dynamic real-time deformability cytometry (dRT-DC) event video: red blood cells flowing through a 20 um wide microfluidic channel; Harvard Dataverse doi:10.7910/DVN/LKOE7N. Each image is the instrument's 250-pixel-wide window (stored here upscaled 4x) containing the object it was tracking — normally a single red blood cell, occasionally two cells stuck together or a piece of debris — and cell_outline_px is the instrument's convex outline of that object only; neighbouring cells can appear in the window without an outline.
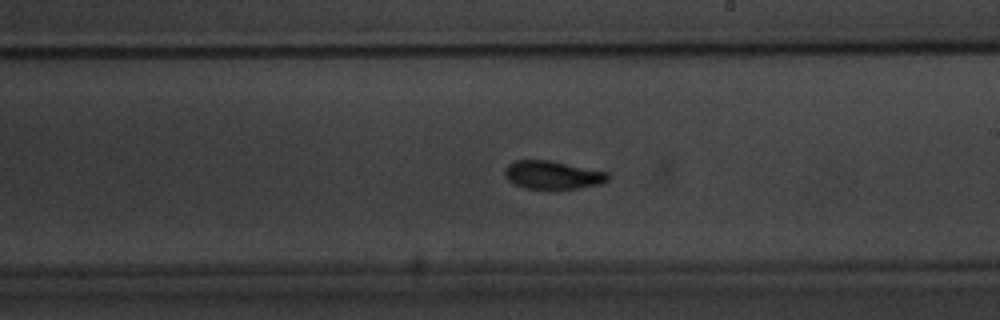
{"species": "common noctule bat (a hibernating species)", "species_latin": "Nyctalus noctula", "temperature_condition": "warm", "stored_images_in_passage": 57, "camera_frame_rate_fps": 3000, "um_per_image_px": 0.085, "animal": {"sex": "male", "body_mass_g": 20.1, "forearm_length_mm": 53.5}, "frame": {"image": 1, "passage_image": 32, "time_ms": 10.333, "image_size_px": [1000, 320], "cell_outline_px": [[612, 176], [608, 180], [600, 184], [580, 188], [556, 192], [548, 192], [524, 188], [508, 180], [504, 176], [504, 168], [508, 164], [516, 160], [552, 160], [608, 172]], "centroid_in_image_um": [46.99, 14.92], "position_along_channel_um": 242.0, "area_um2": 17.98}}
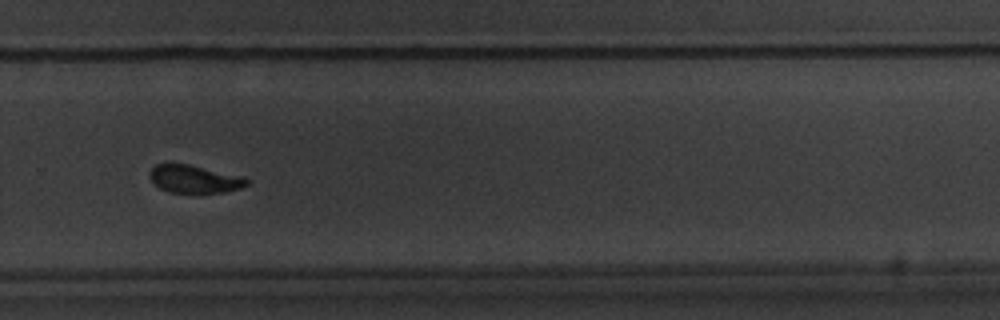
{"frame": {"image": 2, "passage_image": 38, "time_ms": 12.333, "image_size_px": [1000, 320], "cell_outline_px": [[248, 184], [240, 188], [224, 192], [172, 192], [160, 188], [148, 176], [148, 172], [156, 164], [188, 164], [244, 176], [248, 180]], "centroid_in_image_um": [16.53, 15.2], "position_along_channel_um": 313.3, "area_um2": 15.55}}
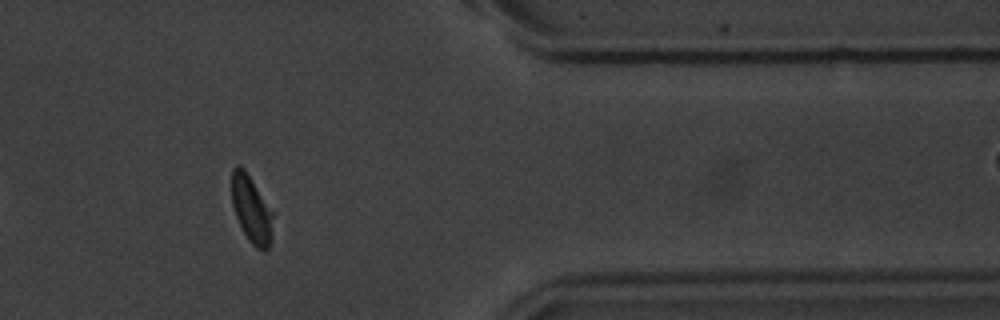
{"frame": {"image": 3, "passage_image": 46, "time_ms": 15.0, "image_size_px": [1000, 320], "cell_outline_px": [[272, 240], [268, 248], [256, 248], [248, 240], [236, 216], [232, 204], [232, 168], [236, 164], [240, 164], [244, 168], [272, 212]], "centroid_in_image_um": [21.35, 17.77], "position_along_channel_um": 390.1, "area_um2": 15.72}, "authors_computed_cell_mechanics": {"area_um2": 16.7042, "velocity_mm_per_s": 3.5893, "shape_relaxation_time_tau1_ms": 3.1823, "shape_relaxation_time_tau2_ms": 1.9241, "deformation_change_tau1": 0.1397, "deformation_change_tau2": 0.0631}}